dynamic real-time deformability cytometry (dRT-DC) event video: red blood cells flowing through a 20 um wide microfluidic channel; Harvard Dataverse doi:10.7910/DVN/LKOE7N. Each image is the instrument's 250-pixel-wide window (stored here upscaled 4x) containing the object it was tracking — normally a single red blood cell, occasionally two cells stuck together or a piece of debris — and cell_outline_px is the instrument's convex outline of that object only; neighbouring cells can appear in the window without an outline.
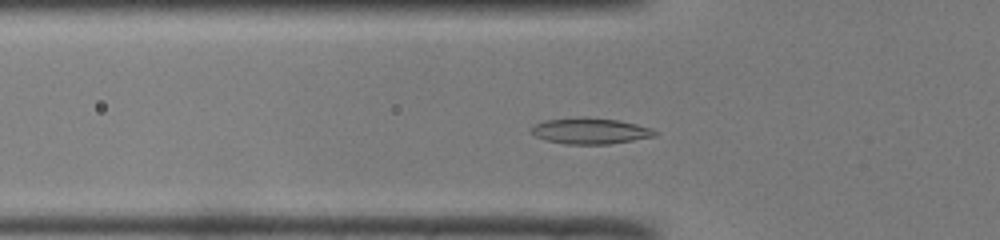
{"species": "common noctule bat (a hibernating species)", "species_latin": "Nyctalus noctula", "temperature_condition": "room temperature", "stored_images_in_passage": 43, "camera_frame_rate_fps": 3000, "um_per_image_px": 0.085, "animal": {"sex": "male", "body_mass_g": 19.0, "forearm_length_mm": 50.8}, "frame": {"image": 1, "passage_image": 10, "time_ms": 3.0, "image_size_px": [1000, 240], "cell_outline_px": [[656, 136], [608, 144], [564, 144], [544, 140], [528, 132], [536, 124], [544, 120], [580, 116], [584, 116], [616, 120], [636, 124], [652, 128], [656, 132]], "centroid_in_image_um": [50.12, 11.12], "position_along_channel_um": 75.7, "area_um2": 18.84}}
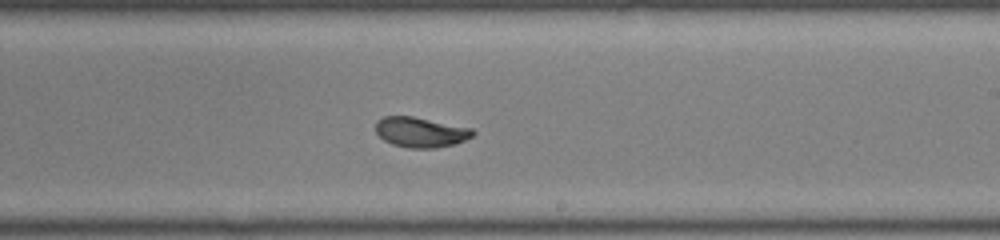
{"frame": {"image": 2, "passage_image": 23, "time_ms": 7.333, "image_size_px": [1000, 240], "cell_outline_px": [[476, 132], [472, 136], [464, 140], [452, 144], [436, 148], [408, 148], [392, 144], [384, 140], [376, 132], [376, 120], [384, 116], [412, 116], [472, 128]], "centroid_in_image_um": [35.73, 11.23], "position_along_channel_um": 253.3, "area_um2": 16.99}}
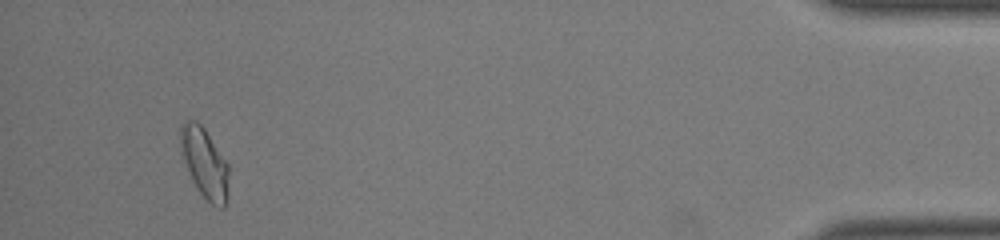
{"frame": {"image": 3, "passage_image": 40, "time_ms": 13.0, "image_size_px": [1000, 240], "cell_outline_px": [[228, 200], [224, 208], [220, 208], [212, 204], [200, 192], [184, 160], [180, 144], [180, 124], [184, 120], [196, 120], [204, 128], [228, 164]], "centroid_in_image_um": [17.41, 13.83], "position_along_channel_um": 417.8, "area_um2": 19.31}, "authors_computed_cell_mechanics": {"area_um2": 17.5134, "velocity_mm_per_s": 4.1031, "shape_relaxation_time_tau1_ms": 3.8521, "shape_relaxation_time_tau2_ms": 0.789, "deformation_change_tau1": 0.1331, "deformation_change_tau2": 0.046}}